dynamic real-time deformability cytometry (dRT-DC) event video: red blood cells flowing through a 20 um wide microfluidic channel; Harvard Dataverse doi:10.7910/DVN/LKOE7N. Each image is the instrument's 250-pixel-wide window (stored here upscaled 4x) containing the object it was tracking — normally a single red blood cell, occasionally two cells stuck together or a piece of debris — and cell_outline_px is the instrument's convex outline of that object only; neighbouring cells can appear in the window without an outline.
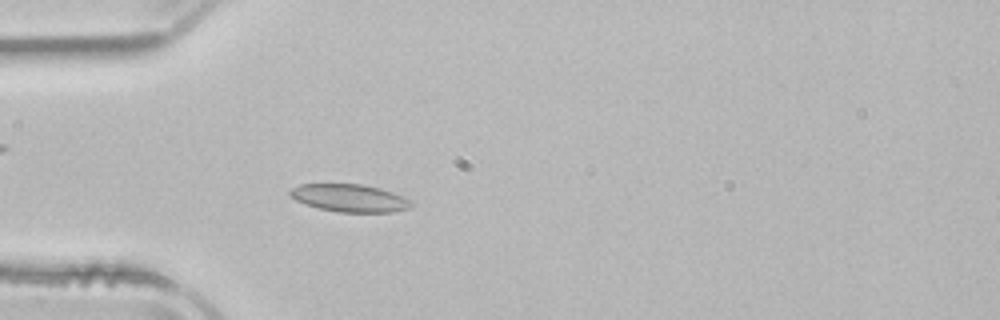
{"species": "common noctule bat (a hibernating species)", "species_latin": "Nyctalus noctula", "temperature_condition": "room temperature", "stored_images_in_passage": 52, "camera_frame_rate_fps": 3000, "um_per_image_px": 0.085, "animal": {"sex": "male", "body_mass_g": 21.5, "forearm_length_mm": 52.0}, "frame": {"image": 1, "passage_image": 15, "time_ms": 4.667, "image_size_px": [1000, 320], "cell_outline_px": [[412, 208], [392, 212], [340, 212], [320, 208], [304, 204], [296, 200], [288, 192], [292, 188], [300, 184], [364, 184], [380, 188], [392, 192], [412, 200]], "centroid_in_image_um": [29.75, 16.83], "position_along_channel_um": 55.2, "area_um2": 19.54}}
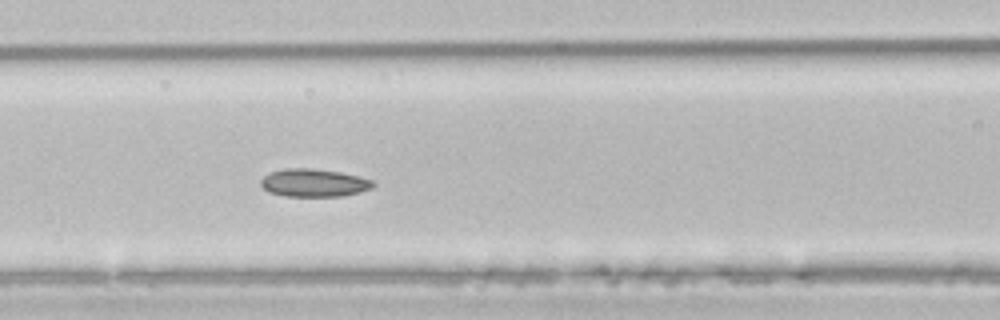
{"frame": {"image": 2, "passage_image": 22, "time_ms": 7.0, "image_size_px": [1000, 320], "cell_outline_px": [[376, 184], [372, 188], [360, 192], [344, 196], [284, 196], [268, 192], [260, 184], [260, 180], [264, 176], [272, 172], [284, 168], [308, 168], [340, 172], [360, 176], [372, 180]], "centroid_in_image_um": [26.7, 15.54], "position_along_channel_um": 139.9, "area_um2": 18.32}}
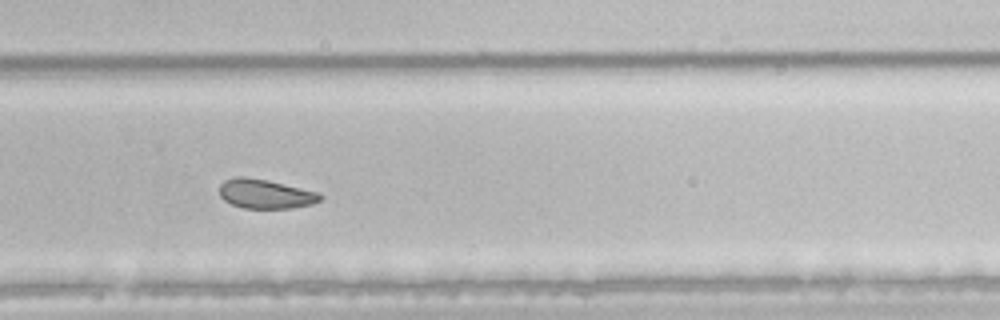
{"frame": {"image": 3, "passage_image": 35, "time_ms": 11.333, "image_size_px": [1000, 320], "cell_outline_px": [[324, 196], [320, 200], [312, 204], [292, 208], [244, 208], [232, 204], [224, 200], [220, 196], [220, 184], [224, 180], [236, 176], [244, 176], [268, 180], [320, 192]], "centroid_in_image_um": [22.58, 16.47], "position_along_channel_um": 307.2, "area_um2": 17.34}, "authors_computed_cell_mechanics": {"area_um2": 19.363, "velocity_mm_per_s": 3.8822, "shape_relaxation_time_tau1_ms": null, "shape_relaxation_time_tau2_ms": 3.7945, "deformation_change_tau1": null, "deformation_change_tau2": 0.0822}}